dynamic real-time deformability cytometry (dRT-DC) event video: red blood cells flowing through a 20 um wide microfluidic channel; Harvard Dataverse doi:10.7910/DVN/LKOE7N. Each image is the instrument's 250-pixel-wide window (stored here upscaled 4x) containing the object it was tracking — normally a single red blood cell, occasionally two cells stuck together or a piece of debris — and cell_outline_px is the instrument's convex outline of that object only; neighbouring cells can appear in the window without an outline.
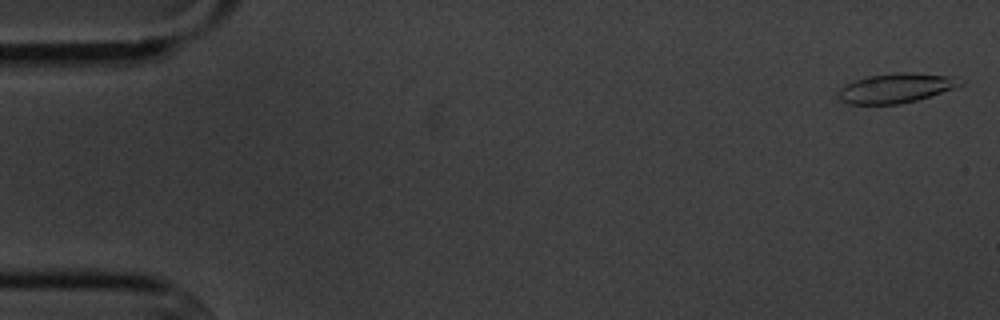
{"species": "common noctule bat (a hibernating species)", "species_latin": "Nyctalus noctula", "temperature_condition": "cold", "stored_images_in_passage": 5, "camera_frame_rate_fps": 3000, "um_per_image_px": 0.085, "animal": {"sex": "male", "body_mass_g": 20.1, "forearm_length_mm": 53.5}, "frame": {"image": 1, "passage_image": 1, "time_ms": 0.0, "image_size_px": [1000, 320], "cell_outline_px": [[964, 84], [916, 100], [900, 104], [848, 104], [840, 100], [836, 96], [836, 92], [844, 84], [868, 76], [896, 72], [916, 72], [948, 76], [964, 80]], "centroid_in_image_um": [76.09, 7.48], "position_along_channel_um": 8.9, "area_um2": 21.04}}